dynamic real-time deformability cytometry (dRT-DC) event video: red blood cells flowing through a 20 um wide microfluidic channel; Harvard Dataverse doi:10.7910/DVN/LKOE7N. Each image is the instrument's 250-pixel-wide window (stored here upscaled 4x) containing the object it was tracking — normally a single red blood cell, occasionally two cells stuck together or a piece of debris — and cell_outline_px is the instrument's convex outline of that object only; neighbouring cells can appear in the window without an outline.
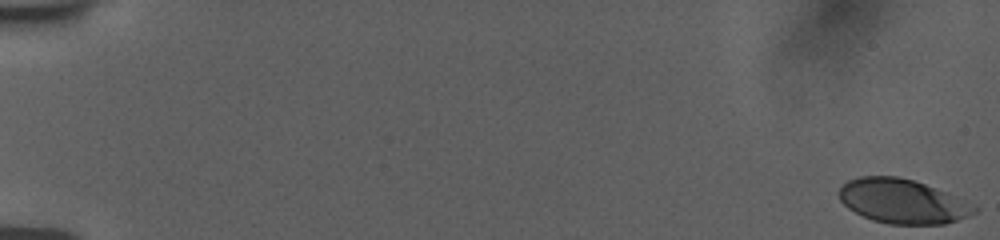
{"species": "human", "species_latin": "Homo sapiens", "temperature_condition": "room temperature", "stored_images_in_passage": 53, "camera_frame_rate_fps": 3000, "um_per_image_px": 0.085, "donor": {"sex": "female"}, "frame": {"image": 1, "passage_image": 1, "time_ms": 0.0, "image_size_px": [1000, 240], "cell_outline_px": [[980, 208], [976, 212], [968, 216], [944, 224], [888, 224], [872, 220], [848, 208], [840, 200], [840, 188], [848, 180], [860, 176], [896, 176], [912, 180], [924, 184], [976, 204]], "centroid_in_image_um": [76.74, 17.11], "position_along_channel_um": 8.3, "area_um2": 34.74}}
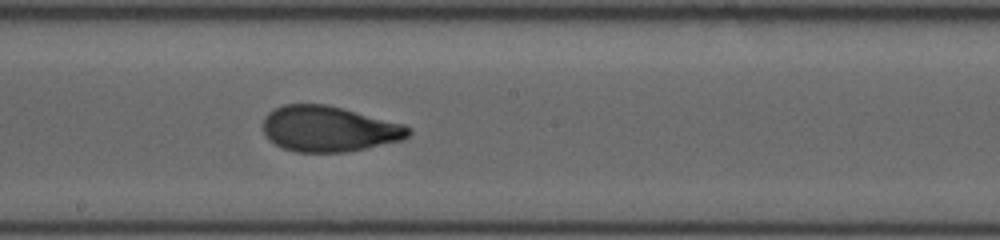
{"frame": {"image": 2, "passage_image": 29, "time_ms": 10.667, "image_size_px": [1000, 240], "cell_outline_px": [[412, 132], [404, 140], [344, 152], [296, 152], [284, 148], [268, 140], [264, 132], [264, 116], [268, 112], [284, 104], [328, 104], [344, 108], [404, 124], [412, 128]], "centroid_in_image_um": [27.97, 10.95], "position_along_channel_um": 220.2, "area_um2": 38.78}}
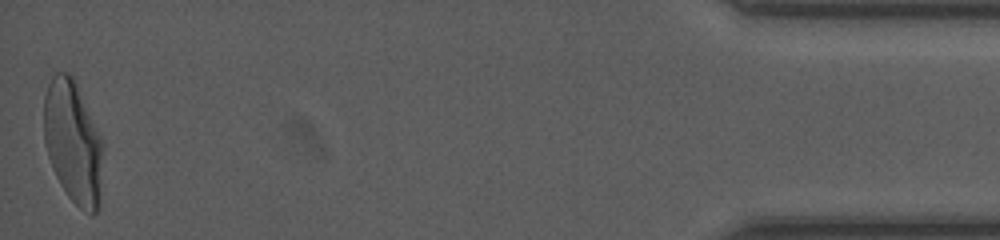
{"frame": {"image": 3, "passage_image": 53, "time_ms": 18.333, "image_size_px": [1000, 240], "cell_outline_px": [[104, 148], [100, 208], [92, 216], [80, 208], [68, 196], [60, 184], [52, 168], [44, 144], [44, 96], [48, 84], [52, 76], [56, 72], [68, 72], [72, 76], [76, 84], [100, 136]], "centroid_in_image_um": [6.22, 12.14], "position_along_channel_um": 429.0, "area_um2": 42.54}, "authors_computed_cell_mechanics": {"area_um2": 38.2636, "velocity_mm_per_s": 3.7824, "shape_relaxation_time_tau1_ms": 5.8185, "shape_relaxation_time_tau2_ms": 1.0586, "deformation_change_tau1": 0.2346, "deformation_change_tau2": 0.0693}}